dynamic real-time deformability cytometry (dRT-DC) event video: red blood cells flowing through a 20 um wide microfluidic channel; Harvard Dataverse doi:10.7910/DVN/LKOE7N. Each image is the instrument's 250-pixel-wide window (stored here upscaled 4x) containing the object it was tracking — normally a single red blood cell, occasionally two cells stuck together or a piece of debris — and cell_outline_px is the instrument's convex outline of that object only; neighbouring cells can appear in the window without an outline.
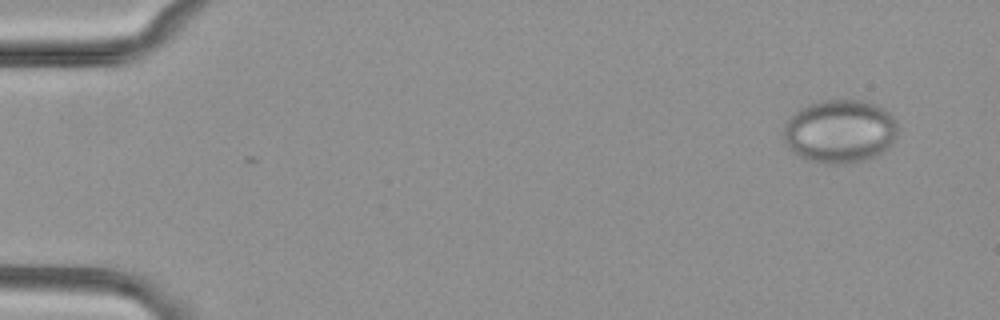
{"species": "common noctule bat (a hibernating species)", "species_latin": "Nyctalus noctula", "temperature_condition": "cold", "stored_images_in_passage": 2, "camera_frame_rate_fps": 3000, "um_per_image_px": 0.085, "animal": {"sex": "female", "body_mass_g": 29.2, "forearm_length_mm": 56.3}, "frame": {"image": 1, "passage_image": 1, "time_ms": 0.0, "image_size_px": [1000, 320], "cell_outline_px": [[900, 128], [896, 136], [880, 152], [864, 160], [844, 164], [824, 164], [808, 160], [792, 152], [784, 140], [784, 128], [788, 120], [800, 108], [808, 104], [820, 100], [864, 100], [888, 112], [892, 116]], "centroid_in_image_um": [71.36, 11.16], "position_along_channel_um": 13.6, "area_um2": 41.85}}